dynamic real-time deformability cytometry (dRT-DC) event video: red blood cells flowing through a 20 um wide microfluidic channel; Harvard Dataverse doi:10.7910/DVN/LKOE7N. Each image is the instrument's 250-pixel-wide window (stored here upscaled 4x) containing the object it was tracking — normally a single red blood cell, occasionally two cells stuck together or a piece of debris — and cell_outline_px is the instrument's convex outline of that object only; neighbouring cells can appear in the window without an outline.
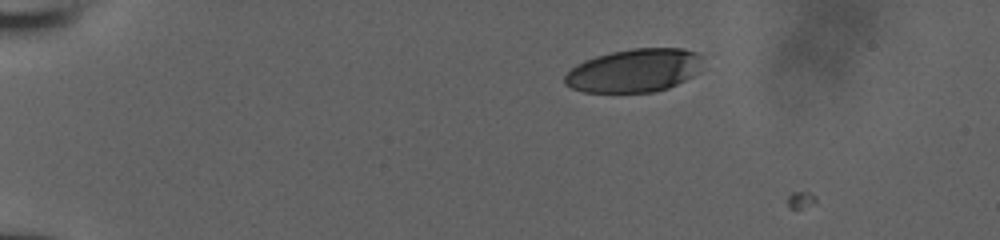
{"species": "human", "species_latin": "Homo sapiens", "temperature_condition": "room temperature", "stored_images_in_passage": 2, "camera_frame_rate_fps": 3000, "um_per_image_px": 0.085, "donor": {"sex": "male"}, "frame": {"image": 1, "passage_image": 1, "time_ms": 0.0, "image_size_px": [1000, 240], "cell_outline_px": [[700, 56], [696, 72], [692, 76], [668, 88], [652, 92], [584, 92], [572, 88], [564, 84], [564, 76], [576, 64], [584, 60], [596, 56], [612, 52], [632, 48], [684, 48], [696, 52]], "centroid_in_image_um": [53.85, 5.99], "position_along_channel_um": 31.2, "area_um2": 34.51}}